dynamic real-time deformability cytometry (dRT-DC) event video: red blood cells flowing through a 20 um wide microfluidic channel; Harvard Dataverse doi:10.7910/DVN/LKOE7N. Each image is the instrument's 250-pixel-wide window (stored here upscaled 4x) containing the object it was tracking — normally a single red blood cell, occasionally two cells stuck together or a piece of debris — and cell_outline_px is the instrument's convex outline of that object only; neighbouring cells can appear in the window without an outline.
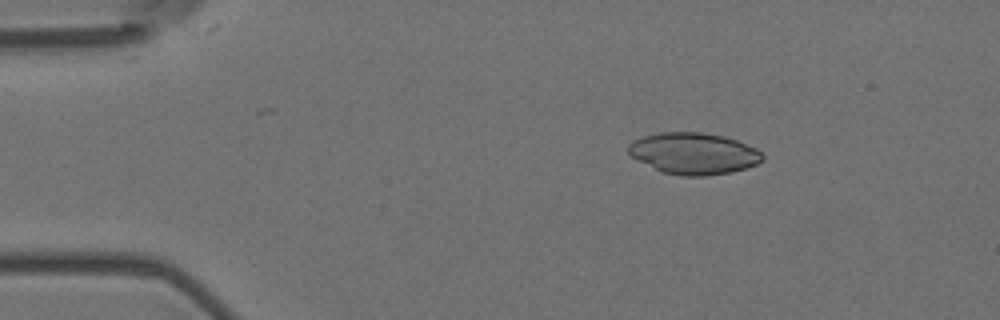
{"species": "Egyptian fruit bat (a non-hibernating species)", "species_latin": "Rousettus aegyptiacus", "temperature_condition": "room temperature", "stored_images_in_passage": 3, "camera_frame_rate_fps": 3000, "um_per_image_px": 0.085, "animal": {"sex": "female"}, "frame": {"image": 1, "passage_image": 1, "time_ms": 0.0, "image_size_px": [1000, 320], "cell_outline_px": [[764, 160], [756, 164], [732, 172], [704, 176], [680, 176], [660, 172], [632, 156], [628, 152], [628, 144], [632, 140], [644, 136], [660, 132], [700, 132], [724, 136], [736, 140], [756, 148], [764, 156]], "centroid_in_image_um": [58.95, 13.05], "position_along_channel_um": 26.0, "area_um2": 32.48}}